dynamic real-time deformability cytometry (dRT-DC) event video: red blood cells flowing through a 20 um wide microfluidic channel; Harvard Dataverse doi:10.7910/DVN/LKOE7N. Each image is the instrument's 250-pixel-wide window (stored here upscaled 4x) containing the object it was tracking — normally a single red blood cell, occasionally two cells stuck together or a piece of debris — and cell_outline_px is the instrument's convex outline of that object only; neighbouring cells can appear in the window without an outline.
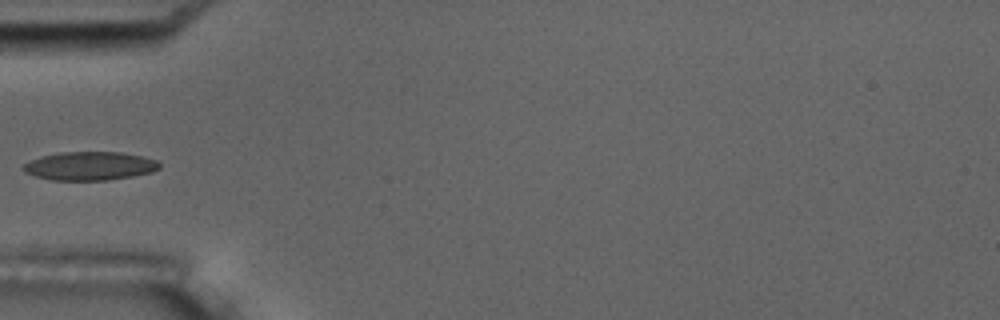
{"species": "common noctule bat (a hibernating species)", "species_latin": "Nyctalus noctula", "temperature_condition": "room temperature", "stored_images_in_passage": 4, "camera_frame_rate_fps": 3000, "um_per_image_px": 0.085, "animal": {"sex": "male", "body_mass_g": 17.5, "forearm_length_mm": 52.3}, "frame": {"image": 1, "passage_image": 3, "time_ms": 2.333, "image_size_px": [1000, 320], "cell_outline_px": [[160, 168], [152, 172], [132, 176], [108, 180], [52, 180], [36, 176], [24, 172], [24, 164], [28, 160], [40, 156], [60, 152], [120, 152], [144, 156], [160, 160]], "centroid_in_image_um": [7.66, 14.1], "position_along_channel_um": 77.3, "area_um2": 22.83}}